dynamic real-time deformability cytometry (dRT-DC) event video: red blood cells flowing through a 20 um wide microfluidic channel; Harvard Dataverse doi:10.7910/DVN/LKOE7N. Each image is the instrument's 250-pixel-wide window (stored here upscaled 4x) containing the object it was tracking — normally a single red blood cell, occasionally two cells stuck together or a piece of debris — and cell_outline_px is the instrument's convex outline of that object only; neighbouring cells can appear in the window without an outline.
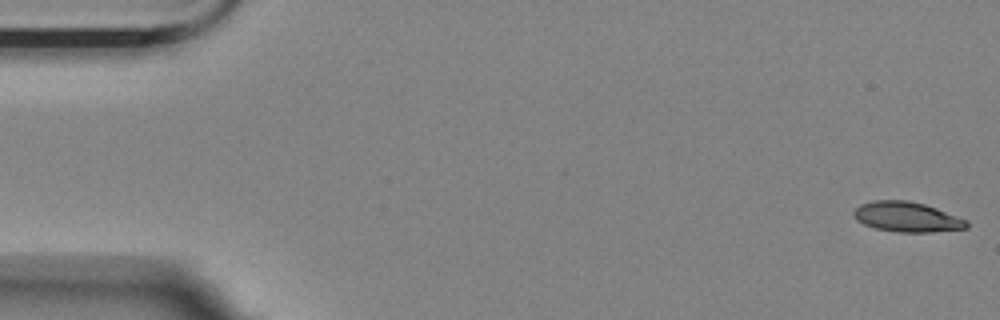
{"species": "Egyptian fruit bat (a non-hibernating species)", "species_latin": "Rousettus aegyptiacus", "temperature_condition": "room temperature", "stored_images_in_passage": 6, "camera_frame_rate_fps": 3000, "um_per_image_px": 0.085, "animal": {"sex": "female"}, "frame": {"image": 1, "passage_image": 1, "time_ms": 0.0, "image_size_px": [1000, 320], "cell_outline_px": [[968, 228], [932, 232], [900, 232], [876, 228], [864, 224], [856, 220], [852, 216], [852, 212], [860, 204], [872, 200], [908, 200], [924, 204], [936, 208], [968, 220]], "centroid_in_image_um": [77.07, 18.43], "position_along_channel_um": 7.9, "area_um2": 19.83}}
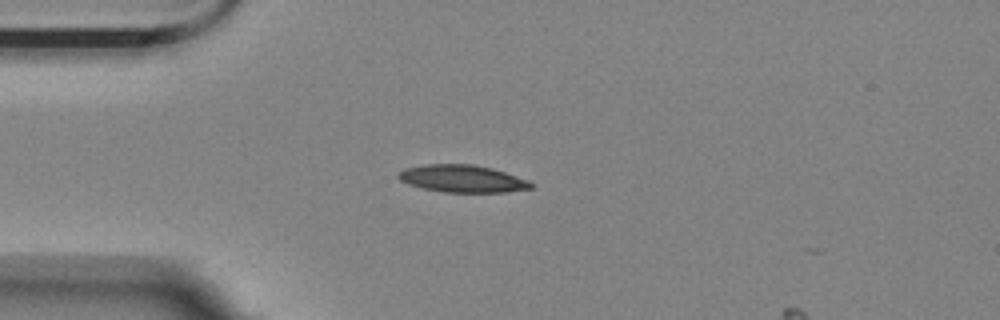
{"frame": {"image": 2, "passage_image": 5, "time_ms": 1.333, "image_size_px": [1000, 320], "cell_outline_px": [[532, 188], [504, 192], [444, 192], [424, 188], [408, 184], [400, 180], [396, 176], [404, 168], [424, 164], [472, 164], [492, 168], [528, 180], [532, 184]], "centroid_in_image_um": [39.27, 15.18], "position_along_channel_um": 45.7, "area_um2": 20.98}}